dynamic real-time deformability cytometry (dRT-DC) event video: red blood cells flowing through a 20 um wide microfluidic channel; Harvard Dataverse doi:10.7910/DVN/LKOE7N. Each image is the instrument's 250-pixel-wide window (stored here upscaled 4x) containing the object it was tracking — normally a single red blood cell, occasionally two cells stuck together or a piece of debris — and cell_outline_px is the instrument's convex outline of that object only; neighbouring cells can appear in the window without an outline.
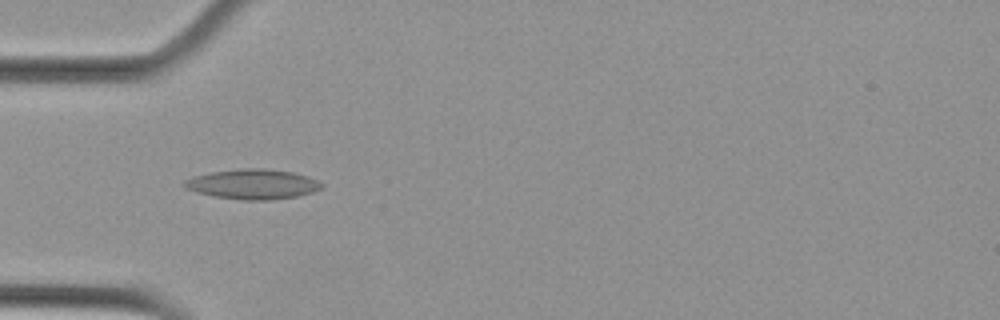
{"species": "Egyptian fruit bat (a non-hibernating species)", "species_latin": "Rousettus aegyptiacus", "temperature_condition": "cold", "stored_images_in_passage": 8, "camera_frame_rate_fps": 3000, "um_per_image_px": 0.085, "animal": {"sex": "female"}, "frame": {"image": 1, "passage_image": 1, "time_ms": 0.0, "image_size_px": [1000, 320], "cell_outline_px": [[324, 184], [320, 188], [312, 192], [296, 196], [268, 200], [240, 200], [216, 196], [196, 192], [188, 188], [184, 184], [184, 180], [196, 176], [212, 172], [244, 168], [264, 168], [292, 172], [308, 176]], "centroid_in_image_um": [21.51, 15.65], "position_along_channel_um": 63.5, "area_um2": 23.58}}
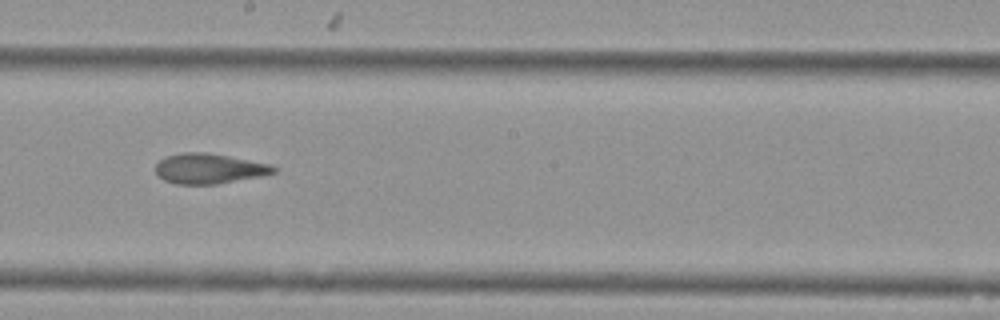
{"frame": {"image": 2, "passage_image": 5, "time_ms": 1.333, "image_size_px": [1000, 320], "cell_outline_px": [[276, 172], [260, 176], [216, 184], [176, 184], [164, 180], [156, 176], [156, 164], [164, 156], [184, 152], [208, 152], [272, 164], [276, 168]], "centroid_in_image_um": [17.75, 14.32], "position_along_channel_um": 230.5, "area_um2": 20.87}}
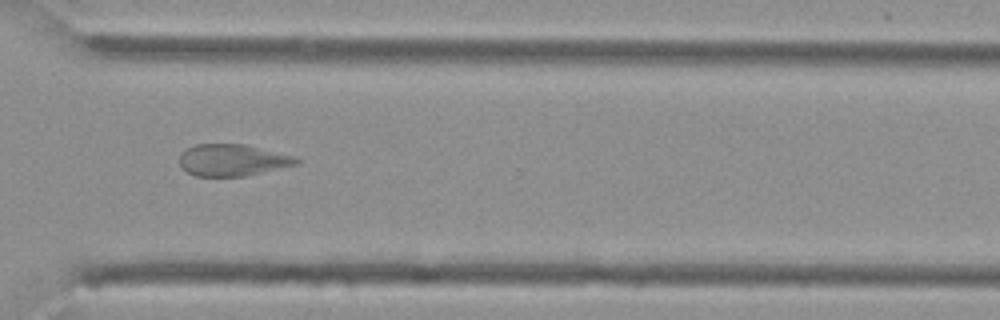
{"frame": {"image": 3, "passage_image": 8, "time_ms": 2.333, "image_size_px": [1000, 320], "cell_outline_px": [[300, 164], [244, 176], [196, 176], [188, 172], [180, 164], [180, 152], [196, 144], [244, 144], [296, 156], [300, 160]], "centroid_in_image_um": [19.8, 13.6], "position_along_channel_um": 350.8, "area_um2": 21.62}}